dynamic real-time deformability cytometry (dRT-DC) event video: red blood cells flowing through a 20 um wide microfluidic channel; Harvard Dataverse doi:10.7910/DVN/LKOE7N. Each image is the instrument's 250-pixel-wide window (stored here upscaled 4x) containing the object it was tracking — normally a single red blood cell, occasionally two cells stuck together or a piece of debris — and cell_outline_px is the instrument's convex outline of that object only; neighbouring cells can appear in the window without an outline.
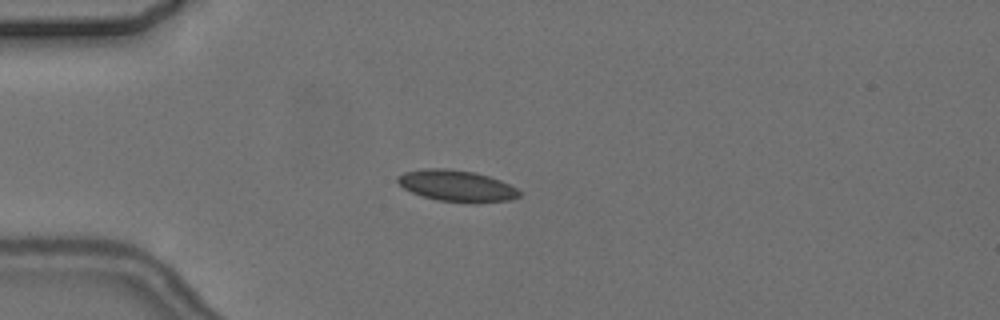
{"species": "common noctule bat (a hibernating species)", "species_latin": "Nyctalus noctula", "temperature_condition": "cold", "stored_images_in_passage": 9, "camera_frame_rate_fps": 3000, "um_per_image_px": 0.085, "animal": {"sex": "female", "body_mass_g": 24.6, "forearm_length_mm": 56.2}, "frame": {"image": 1, "passage_image": 3, "time_ms": 2.333, "image_size_px": [1000, 320], "cell_outline_px": [[520, 196], [512, 200], [476, 204], [436, 200], [412, 192], [404, 188], [396, 180], [396, 176], [404, 172], [424, 168], [448, 168], [476, 172], [500, 180], [516, 188], [520, 192]], "centroid_in_image_um": [38.84, 15.8], "position_along_channel_um": 46.2, "area_um2": 22.54}}
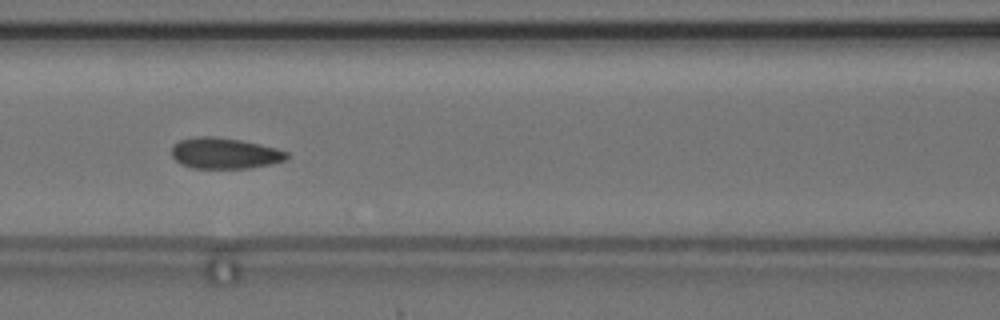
{"frame": {"image": 2, "passage_image": 6, "time_ms": 5.667, "image_size_px": [1000, 320], "cell_outline_px": [[288, 156], [284, 160], [272, 164], [248, 168], [192, 168], [180, 164], [172, 156], [172, 144], [180, 140], [196, 136], [216, 136], [240, 140], [260, 144], [276, 148], [288, 152]], "centroid_in_image_um": [19.07, 13.02], "position_along_channel_um": 147.5, "area_um2": 20.87}}